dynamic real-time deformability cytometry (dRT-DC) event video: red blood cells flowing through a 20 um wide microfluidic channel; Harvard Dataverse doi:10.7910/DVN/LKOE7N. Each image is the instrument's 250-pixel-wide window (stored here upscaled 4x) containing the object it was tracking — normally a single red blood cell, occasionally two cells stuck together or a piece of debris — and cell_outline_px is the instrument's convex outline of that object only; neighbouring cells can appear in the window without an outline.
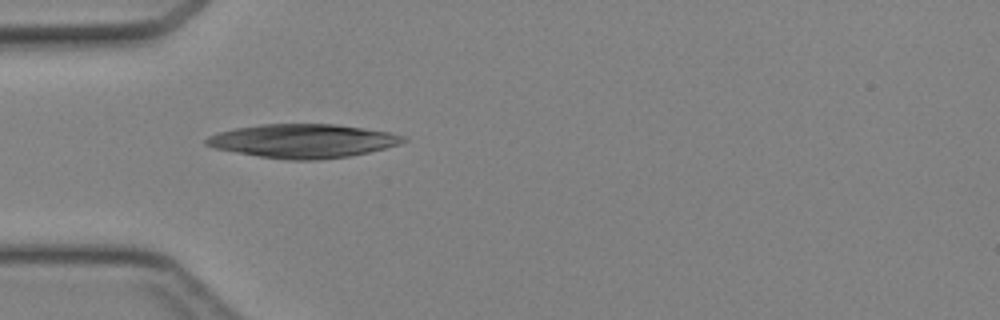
{"species": "Egyptian fruit bat (a non-hibernating species)", "species_latin": "Rousettus aegyptiacus", "temperature_condition": "cold", "stored_images_in_passage": 20, "camera_frame_rate_fps": 3000, "um_per_image_px": 0.085, "animal": {"sex": "female"}, "frame": {"image": 1, "passage_image": 1, "time_ms": 0.0, "image_size_px": [1000, 320], "cell_outline_px": [[408, 140], [400, 144], [368, 152], [348, 156], [316, 160], [284, 160], [212, 148], [204, 144], [204, 140], [208, 136], [220, 132], [236, 128], [260, 124], [336, 124], [364, 128], [388, 132], [404, 136]], "centroid_in_image_um": [25.73, 11.98], "position_along_channel_um": 59.3, "area_um2": 38.67}}
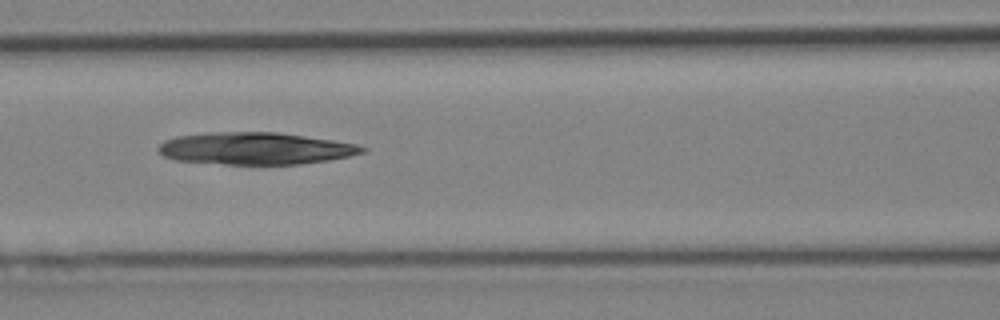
{"frame": {"image": 2, "passage_image": 7, "time_ms": 2.0, "image_size_px": [1000, 320], "cell_outline_px": [[368, 148], [364, 152], [348, 156], [328, 160], [300, 164], [224, 164], [176, 160], [164, 156], [156, 148], [164, 140], [176, 136], [212, 132], [276, 132], [332, 140], [356, 144]], "centroid_in_image_um": [21.68, 12.61], "position_along_channel_um": 144.9, "area_um2": 37.97}}
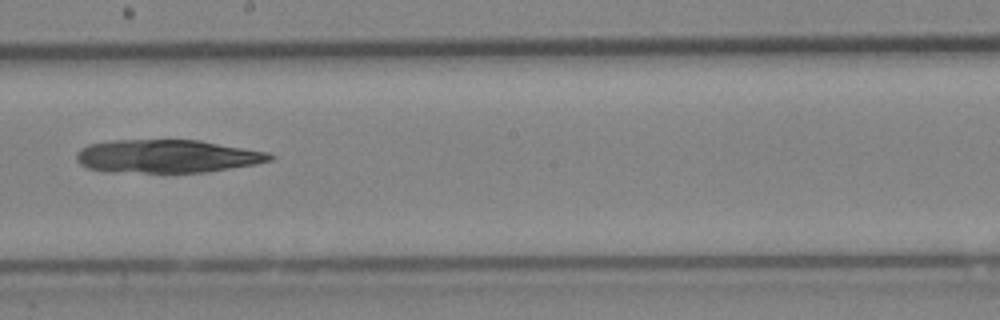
{"frame": {"image": 3, "passage_image": 13, "time_ms": 4.0, "image_size_px": [1000, 320], "cell_outline_px": [[276, 156], [272, 160], [256, 164], [204, 172], [104, 172], [88, 168], [80, 164], [76, 160], [76, 152], [80, 148], [88, 144], [112, 140], [200, 140], [268, 152]], "centroid_in_image_um": [14.17, 13.28], "position_along_channel_um": 234.0, "area_um2": 37.57}}